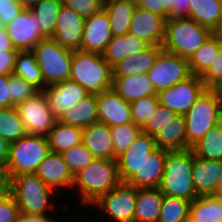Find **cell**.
<instances>
[{
  "label": "cell",
  "instance_id": "1",
  "mask_svg": "<svg viewBox=\"0 0 222 222\" xmlns=\"http://www.w3.org/2000/svg\"><path fill=\"white\" fill-rule=\"evenodd\" d=\"M121 183L115 159H95L74 176L83 205L94 204L102 195Z\"/></svg>",
  "mask_w": 222,
  "mask_h": 222
},
{
  "label": "cell",
  "instance_id": "2",
  "mask_svg": "<svg viewBox=\"0 0 222 222\" xmlns=\"http://www.w3.org/2000/svg\"><path fill=\"white\" fill-rule=\"evenodd\" d=\"M193 152L186 150L168 151L164 173L159 186L163 195L192 202L198 197L192 181Z\"/></svg>",
  "mask_w": 222,
  "mask_h": 222
},
{
  "label": "cell",
  "instance_id": "3",
  "mask_svg": "<svg viewBox=\"0 0 222 222\" xmlns=\"http://www.w3.org/2000/svg\"><path fill=\"white\" fill-rule=\"evenodd\" d=\"M69 79L89 94H99L112 88V68L101 54L75 50Z\"/></svg>",
  "mask_w": 222,
  "mask_h": 222
},
{
  "label": "cell",
  "instance_id": "4",
  "mask_svg": "<svg viewBox=\"0 0 222 222\" xmlns=\"http://www.w3.org/2000/svg\"><path fill=\"white\" fill-rule=\"evenodd\" d=\"M210 35L211 29L189 17L167 19L162 48L188 60Z\"/></svg>",
  "mask_w": 222,
  "mask_h": 222
},
{
  "label": "cell",
  "instance_id": "5",
  "mask_svg": "<svg viewBox=\"0 0 222 222\" xmlns=\"http://www.w3.org/2000/svg\"><path fill=\"white\" fill-rule=\"evenodd\" d=\"M46 136L25 134L10 143L6 165L10 178L22 174H35L40 162L50 153Z\"/></svg>",
  "mask_w": 222,
  "mask_h": 222
},
{
  "label": "cell",
  "instance_id": "6",
  "mask_svg": "<svg viewBox=\"0 0 222 222\" xmlns=\"http://www.w3.org/2000/svg\"><path fill=\"white\" fill-rule=\"evenodd\" d=\"M31 51L42 72L44 88L69 79L73 50L49 37L42 39Z\"/></svg>",
  "mask_w": 222,
  "mask_h": 222
},
{
  "label": "cell",
  "instance_id": "7",
  "mask_svg": "<svg viewBox=\"0 0 222 222\" xmlns=\"http://www.w3.org/2000/svg\"><path fill=\"white\" fill-rule=\"evenodd\" d=\"M53 191L36 174H22L11 178L9 193L19 212L46 215Z\"/></svg>",
  "mask_w": 222,
  "mask_h": 222
},
{
  "label": "cell",
  "instance_id": "8",
  "mask_svg": "<svg viewBox=\"0 0 222 222\" xmlns=\"http://www.w3.org/2000/svg\"><path fill=\"white\" fill-rule=\"evenodd\" d=\"M186 149L191 148L213 126L222 121V114L213 94L206 89L184 115Z\"/></svg>",
  "mask_w": 222,
  "mask_h": 222
},
{
  "label": "cell",
  "instance_id": "9",
  "mask_svg": "<svg viewBox=\"0 0 222 222\" xmlns=\"http://www.w3.org/2000/svg\"><path fill=\"white\" fill-rule=\"evenodd\" d=\"M190 76L187 59L164 49L160 52L155 64L147 73V77L151 81L156 93L168 89Z\"/></svg>",
  "mask_w": 222,
  "mask_h": 222
},
{
  "label": "cell",
  "instance_id": "10",
  "mask_svg": "<svg viewBox=\"0 0 222 222\" xmlns=\"http://www.w3.org/2000/svg\"><path fill=\"white\" fill-rule=\"evenodd\" d=\"M206 89L200 76L191 75L157 95L160 105L176 114L185 115Z\"/></svg>",
  "mask_w": 222,
  "mask_h": 222
},
{
  "label": "cell",
  "instance_id": "11",
  "mask_svg": "<svg viewBox=\"0 0 222 222\" xmlns=\"http://www.w3.org/2000/svg\"><path fill=\"white\" fill-rule=\"evenodd\" d=\"M136 196L137 188L120 183L92 205L99 207L114 221L134 222Z\"/></svg>",
  "mask_w": 222,
  "mask_h": 222
},
{
  "label": "cell",
  "instance_id": "12",
  "mask_svg": "<svg viewBox=\"0 0 222 222\" xmlns=\"http://www.w3.org/2000/svg\"><path fill=\"white\" fill-rule=\"evenodd\" d=\"M16 108L28 134L46 136L57 120L42 91Z\"/></svg>",
  "mask_w": 222,
  "mask_h": 222
},
{
  "label": "cell",
  "instance_id": "13",
  "mask_svg": "<svg viewBox=\"0 0 222 222\" xmlns=\"http://www.w3.org/2000/svg\"><path fill=\"white\" fill-rule=\"evenodd\" d=\"M4 27L18 51L32 50L42 39L47 38L42 33L37 17L30 9H23Z\"/></svg>",
  "mask_w": 222,
  "mask_h": 222
},
{
  "label": "cell",
  "instance_id": "14",
  "mask_svg": "<svg viewBox=\"0 0 222 222\" xmlns=\"http://www.w3.org/2000/svg\"><path fill=\"white\" fill-rule=\"evenodd\" d=\"M156 148L154 137L141 132L128 149L116 158L121 183H127Z\"/></svg>",
  "mask_w": 222,
  "mask_h": 222
},
{
  "label": "cell",
  "instance_id": "15",
  "mask_svg": "<svg viewBox=\"0 0 222 222\" xmlns=\"http://www.w3.org/2000/svg\"><path fill=\"white\" fill-rule=\"evenodd\" d=\"M112 37L108 14L102 8L97 13L85 18L81 51L102 55Z\"/></svg>",
  "mask_w": 222,
  "mask_h": 222
},
{
  "label": "cell",
  "instance_id": "16",
  "mask_svg": "<svg viewBox=\"0 0 222 222\" xmlns=\"http://www.w3.org/2000/svg\"><path fill=\"white\" fill-rule=\"evenodd\" d=\"M165 22L166 19L163 16L151 13L136 5L128 33L148 45L162 46L165 36Z\"/></svg>",
  "mask_w": 222,
  "mask_h": 222
},
{
  "label": "cell",
  "instance_id": "17",
  "mask_svg": "<svg viewBox=\"0 0 222 222\" xmlns=\"http://www.w3.org/2000/svg\"><path fill=\"white\" fill-rule=\"evenodd\" d=\"M42 92L51 112L57 119L69 107L76 105L80 100L89 95L80 84L70 79L48 85Z\"/></svg>",
  "mask_w": 222,
  "mask_h": 222
},
{
  "label": "cell",
  "instance_id": "18",
  "mask_svg": "<svg viewBox=\"0 0 222 222\" xmlns=\"http://www.w3.org/2000/svg\"><path fill=\"white\" fill-rule=\"evenodd\" d=\"M84 23L85 18L62 4L57 17L55 32L51 38L62 47L73 51L81 50Z\"/></svg>",
  "mask_w": 222,
  "mask_h": 222
},
{
  "label": "cell",
  "instance_id": "19",
  "mask_svg": "<svg viewBox=\"0 0 222 222\" xmlns=\"http://www.w3.org/2000/svg\"><path fill=\"white\" fill-rule=\"evenodd\" d=\"M98 121L110 127L133 123L130 103L126 102L112 88L96 94Z\"/></svg>",
  "mask_w": 222,
  "mask_h": 222
},
{
  "label": "cell",
  "instance_id": "20",
  "mask_svg": "<svg viewBox=\"0 0 222 222\" xmlns=\"http://www.w3.org/2000/svg\"><path fill=\"white\" fill-rule=\"evenodd\" d=\"M169 150L156 148L127 182L135 188H159Z\"/></svg>",
  "mask_w": 222,
  "mask_h": 222
},
{
  "label": "cell",
  "instance_id": "21",
  "mask_svg": "<svg viewBox=\"0 0 222 222\" xmlns=\"http://www.w3.org/2000/svg\"><path fill=\"white\" fill-rule=\"evenodd\" d=\"M35 174L53 190L59 187H73L74 176L60 153L50 152L38 165Z\"/></svg>",
  "mask_w": 222,
  "mask_h": 222
},
{
  "label": "cell",
  "instance_id": "22",
  "mask_svg": "<svg viewBox=\"0 0 222 222\" xmlns=\"http://www.w3.org/2000/svg\"><path fill=\"white\" fill-rule=\"evenodd\" d=\"M222 177V161L194 156L192 181L198 196L212 195Z\"/></svg>",
  "mask_w": 222,
  "mask_h": 222
},
{
  "label": "cell",
  "instance_id": "23",
  "mask_svg": "<svg viewBox=\"0 0 222 222\" xmlns=\"http://www.w3.org/2000/svg\"><path fill=\"white\" fill-rule=\"evenodd\" d=\"M82 144L97 159H115L111 127L95 122L83 128Z\"/></svg>",
  "mask_w": 222,
  "mask_h": 222
},
{
  "label": "cell",
  "instance_id": "24",
  "mask_svg": "<svg viewBox=\"0 0 222 222\" xmlns=\"http://www.w3.org/2000/svg\"><path fill=\"white\" fill-rule=\"evenodd\" d=\"M162 46L149 45L143 51L125 58L112 68V77L137 76L147 74L155 64Z\"/></svg>",
  "mask_w": 222,
  "mask_h": 222
},
{
  "label": "cell",
  "instance_id": "25",
  "mask_svg": "<svg viewBox=\"0 0 222 222\" xmlns=\"http://www.w3.org/2000/svg\"><path fill=\"white\" fill-rule=\"evenodd\" d=\"M112 89L128 103L142 97L157 95L147 74L112 77Z\"/></svg>",
  "mask_w": 222,
  "mask_h": 222
},
{
  "label": "cell",
  "instance_id": "26",
  "mask_svg": "<svg viewBox=\"0 0 222 222\" xmlns=\"http://www.w3.org/2000/svg\"><path fill=\"white\" fill-rule=\"evenodd\" d=\"M148 46L146 42L130 33H126L123 36L112 37L102 56L110 67L113 68L125 58L143 51Z\"/></svg>",
  "mask_w": 222,
  "mask_h": 222
},
{
  "label": "cell",
  "instance_id": "27",
  "mask_svg": "<svg viewBox=\"0 0 222 222\" xmlns=\"http://www.w3.org/2000/svg\"><path fill=\"white\" fill-rule=\"evenodd\" d=\"M163 196L159 188H137L134 222H158Z\"/></svg>",
  "mask_w": 222,
  "mask_h": 222
},
{
  "label": "cell",
  "instance_id": "28",
  "mask_svg": "<svg viewBox=\"0 0 222 222\" xmlns=\"http://www.w3.org/2000/svg\"><path fill=\"white\" fill-rule=\"evenodd\" d=\"M57 120L82 129L97 122L98 108L96 94H89L76 105L69 107Z\"/></svg>",
  "mask_w": 222,
  "mask_h": 222
},
{
  "label": "cell",
  "instance_id": "29",
  "mask_svg": "<svg viewBox=\"0 0 222 222\" xmlns=\"http://www.w3.org/2000/svg\"><path fill=\"white\" fill-rule=\"evenodd\" d=\"M135 7L132 0H104L103 8L108 14L113 37L128 33Z\"/></svg>",
  "mask_w": 222,
  "mask_h": 222
},
{
  "label": "cell",
  "instance_id": "30",
  "mask_svg": "<svg viewBox=\"0 0 222 222\" xmlns=\"http://www.w3.org/2000/svg\"><path fill=\"white\" fill-rule=\"evenodd\" d=\"M158 148L169 151L186 150V122L184 115L176 114L154 137Z\"/></svg>",
  "mask_w": 222,
  "mask_h": 222
},
{
  "label": "cell",
  "instance_id": "31",
  "mask_svg": "<svg viewBox=\"0 0 222 222\" xmlns=\"http://www.w3.org/2000/svg\"><path fill=\"white\" fill-rule=\"evenodd\" d=\"M83 129L56 120L46 135L51 152L62 153L82 143Z\"/></svg>",
  "mask_w": 222,
  "mask_h": 222
},
{
  "label": "cell",
  "instance_id": "32",
  "mask_svg": "<svg viewBox=\"0 0 222 222\" xmlns=\"http://www.w3.org/2000/svg\"><path fill=\"white\" fill-rule=\"evenodd\" d=\"M189 216L193 222H222V198L198 196L191 202Z\"/></svg>",
  "mask_w": 222,
  "mask_h": 222
},
{
  "label": "cell",
  "instance_id": "33",
  "mask_svg": "<svg viewBox=\"0 0 222 222\" xmlns=\"http://www.w3.org/2000/svg\"><path fill=\"white\" fill-rule=\"evenodd\" d=\"M13 74L21 77L39 91L44 89L42 72L31 50L18 51Z\"/></svg>",
  "mask_w": 222,
  "mask_h": 222
},
{
  "label": "cell",
  "instance_id": "34",
  "mask_svg": "<svg viewBox=\"0 0 222 222\" xmlns=\"http://www.w3.org/2000/svg\"><path fill=\"white\" fill-rule=\"evenodd\" d=\"M222 44L211 34L187 60L191 75L201 76L217 58Z\"/></svg>",
  "mask_w": 222,
  "mask_h": 222
},
{
  "label": "cell",
  "instance_id": "35",
  "mask_svg": "<svg viewBox=\"0 0 222 222\" xmlns=\"http://www.w3.org/2000/svg\"><path fill=\"white\" fill-rule=\"evenodd\" d=\"M222 17V0H191L189 18L212 30Z\"/></svg>",
  "mask_w": 222,
  "mask_h": 222
},
{
  "label": "cell",
  "instance_id": "36",
  "mask_svg": "<svg viewBox=\"0 0 222 222\" xmlns=\"http://www.w3.org/2000/svg\"><path fill=\"white\" fill-rule=\"evenodd\" d=\"M191 150L196 157L222 161V121L209 129Z\"/></svg>",
  "mask_w": 222,
  "mask_h": 222
},
{
  "label": "cell",
  "instance_id": "37",
  "mask_svg": "<svg viewBox=\"0 0 222 222\" xmlns=\"http://www.w3.org/2000/svg\"><path fill=\"white\" fill-rule=\"evenodd\" d=\"M62 5L61 0H40L30 10L37 17L42 33L52 37L55 32V25Z\"/></svg>",
  "mask_w": 222,
  "mask_h": 222
},
{
  "label": "cell",
  "instance_id": "38",
  "mask_svg": "<svg viewBox=\"0 0 222 222\" xmlns=\"http://www.w3.org/2000/svg\"><path fill=\"white\" fill-rule=\"evenodd\" d=\"M27 134L16 106L0 108V137L13 143Z\"/></svg>",
  "mask_w": 222,
  "mask_h": 222
},
{
  "label": "cell",
  "instance_id": "39",
  "mask_svg": "<svg viewBox=\"0 0 222 222\" xmlns=\"http://www.w3.org/2000/svg\"><path fill=\"white\" fill-rule=\"evenodd\" d=\"M191 202L164 195L158 222H178L189 216Z\"/></svg>",
  "mask_w": 222,
  "mask_h": 222
},
{
  "label": "cell",
  "instance_id": "40",
  "mask_svg": "<svg viewBox=\"0 0 222 222\" xmlns=\"http://www.w3.org/2000/svg\"><path fill=\"white\" fill-rule=\"evenodd\" d=\"M141 132L142 129L134 123L111 127L114 155L117 157L126 151Z\"/></svg>",
  "mask_w": 222,
  "mask_h": 222
},
{
  "label": "cell",
  "instance_id": "41",
  "mask_svg": "<svg viewBox=\"0 0 222 222\" xmlns=\"http://www.w3.org/2000/svg\"><path fill=\"white\" fill-rule=\"evenodd\" d=\"M159 104L158 95L142 97L130 103L132 122L142 129Z\"/></svg>",
  "mask_w": 222,
  "mask_h": 222
},
{
  "label": "cell",
  "instance_id": "42",
  "mask_svg": "<svg viewBox=\"0 0 222 222\" xmlns=\"http://www.w3.org/2000/svg\"><path fill=\"white\" fill-rule=\"evenodd\" d=\"M60 154L73 176L96 159L82 143Z\"/></svg>",
  "mask_w": 222,
  "mask_h": 222
},
{
  "label": "cell",
  "instance_id": "43",
  "mask_svg": "<svg viewBox=\"0 0 222 222\" xmlns=\"http://www.w3.org/2000/svg\"><path fill=\"white\" fill-rule=\"evenodd\" d=\"M9 88L10 104L12 106H17L40 92L36 87L15 74L9 75Z\"/></svg>",
  "mask_w": 222,
  "mask_h": 222
},
{
  "label": "cell",
  "instance_id": "44",
  "mask_svg": "<svg viewBox=\"0 0 222 222\" xmlns=\"http://www.w3.org/2000/svg\"><path fill=\"white\" fill-rule=\"evenodd\" d=\"M175 116L176 113L159 104L154 114L152 115V118H150L142 128V133L155 137L160 129H162L164 125L171 121Z\"/></svg>",
  "mask_w": 222,
  "mask_h": 222
},
{
  "label": "cell",
  "instance_id": "45",
  "mask_svg": "<svg viewBox=\"0 0 222 222\" xmlns=\"http://www.w3.org/2000/svg\"><path fill=\"white\" fill-rule=\"evenodd\" d=\"M83 18H88L103 8L104 0H61Z\"/></svg>",
  "mask_w": 222,
  "mask_h": 222
},
{
  "label": "cell",
  "instance_id": "46",
  "mask_svg": "<svg viewBox=\"0 0 222 222\" xmlns=\"http://www.w3.org/2000/svg\"><path fill=\"white\" fill-rule=\"evenodd\" d=\"M18 213L16 201L7 193L0 201V222H17Z\"/></svg>",
  "mask_w": 222,
  "mask_h": 222
},
{
  "label": "cell",
  "instance_id": "47",
  "mask_svg": "<svg viewBox=\"0 0 222 222\" xmlns=\"http://www.w3.org/2000/svg\"><path fill=\"white\" fill-rule=\"evenodd\" d=\"M208 89L211 85L222 81V48L210 67L200 76Z\"/></svg>",
  "mask_w": 222,
  "mask_h": 222
},
{
  "label": "cell",
  "instance_id": "48",
  "mask_svg": "<svg viewBox=\"0 0 222 222\" xmlns=\"http://www.w3.org/2000/svg\"><path fill=\"white\" fill-rule=\"evenodd\" d=\"M24 8L17 0H0V23L1 26H6Z\"/></svg>",
  "mask_w": 222,
  "mask_h": 222
},
{
  "label": "cell",
  "instance_id": "49",
  "mask_svg": "<svg viewBox=\"0 0 222 222\" xmlns=\"http://www.w3.org/2000/svg\"><path fill=\"white\" fill-rule=\"evenodd\" d=\"M137 5L151 13L163 16L167 20L173 0H141Z\"/></svg>",
  "mask_w": 222,
  "mask_h": 222
},
{
  "label": "cell",
  "instance_id": "50",
  "mask_svg": "<svg viewBox=\"0 0 222 222\" xmlns=\"http://www.w3.org/2000/svg\"><path fill=\"white\" fill-rule=\"evenodd\" d=\"M18 51H0V75L13 74Z\"/></svg>",
  "mask_w": 222,
  "mask_h": 222
},
{
  "label": "cell",
  "instance_id": "51",
  "mask_svg": "<svg viewBox=\"0 0 222 222\" xmlns=\"http://www.w3.org/2000/svg\"><path fill=\"white\" fill-rule=\"evenodd\" d=\"M191 0H173L168 19L189 17Z\"/></svg>",
  "mask_w": 222,
  "mask_h": 222
},
{
  "label": "cell",
  "instance_id": "52",
  "mask_svg": "<svg viewBox=\"0 0 222 222\" xmlns=\"http://www.w3.org/2000/svg\"><path fill=\"white\" fill-rule=\"evenodd\" d=\"M10 107L9 75H0V108Z\"/></svg>",
  "mask_w": 222,
  "mask_h": 222
},
{
  "label": "cell",
  "instance_id": "53",
  "mask_svg": "<svg viewBox=\"0 0 222 222\" xmlns=\"http://www.w3.org/2000/svg\"><path fill=\"white\" fill-rule=\"evenodd\" d=\"M17 222H52L47 215L19 212Z\"/></svg>",
  "mask_w": 222,
  "mask_h": 222
},
{
  "label": "cell",
  "instance_id": "54",
  "mask_svg": "<svg viewBox=\"0 0 222 222\" xmlns=\"http://www.w3.org/2000/svg\"><path fill=\"white\" fill-rule=\"evenodd\" d=\"M0 51H18L3 26L0 27Z\"/></svg>",
  "mask_w": 222,
  "mask_h": 222
},
{
  "label": "cell",
  "instance_id": "55",
  "mask_svg": "<svg viewBox=\"0 0 222 222\" xmlns=\"http://www.w3.org/2000/svg\"><path fill=\"white\" fill-rule=\"evenodd\" d=\"M10 182L6 163H0V190H10Z\"/></svg>",
  "mask_w": 222,
  "mask_h": 222
},
{
  "label": "cell",
  "instance_id": "56",
  "mask_svg": "<svg viewBox=\"0 0 222 222\" xmlns=\"http://www.w3.org/2000/svg\"><path fill=\"white\" fill-rule=\"evenodd\" d=\"M208 90L213 94L217 104H218V107H219V110L222 114V81H219L213 85H211Z\"/></svg>",
  "mask_w": 222,
  "mask_h": 222
},
{
  "label": "cell",
  "instance_id": "57",
  "mask_svg": "<svg viewBox=\"0 0 222 222\" xmlns=\"http://www.w3.org/2000/svg\"><path fill=\"white\" fill-rule=\"evenodd\" d=\"M10 143L0 137V163H6L9 157Z\"/></svg>",
  "mask_w": 222,
  "mask_h": 222
},
{
  "label": "cell",
  "instance_id": "58",
  "mask_svg": "<svg viewBox=\"0 0 222 222\" xmlns=\"http://www.w3.org/2000/svg\"><path fill=\"white\" fill-rule=\"evenodd\" d=\"M211 34L222 44V17L212 28Z\"/></svg>",
  "mask_w": 222,
  "mask_h": 222
},
{
  "label": "cell",
  "instance_id": "59",
  "mask_svg": "<svg viewBox=\"0 0 222 222\" xmlns=\"http://www.w3.org/2000/svg\"><path fill=\"white\" fill-rule=\"evenodd\" d=\"M24 9H31L40 0H17Z\"/></svg>",
  "mask_w": 222,
  "mask_h": 222
},
{
  "label": "cell",
  "instance_id": "60",
  "mask_svg": "<svg viewBox=\"0 0 222 222\" xmlns=\"http://www.w3.org/2000/svg\"><path fill=\"white\" fill-rule=\"evenodd\" d=\"M212 196L222 198V177L219 179L218 184L212 193Z\"/></svg>",
  "mask_w": 222,
  "mask_h": 222
},
{
  "label": "cell",
  "instance_id": "61",
  "mask_svg": "<svg viewBox=\"0 0 222 222\" xmlns=\"http://www.w3.org/2000/svg\"><path fill=\"white\" fill-rule=\"evenodd\" d=\"M10 190H0V201L2 200V198L9 193Z\"/></svg>",
  "mask_w": 222,
  "mask_h": 222
},
{
  "label": "cell",
  "instance_id": "62",
  "mask_svg": "<svg viewBox=\"0 0 222 222\" xmlns=\"http://www.w3.org/2000/svg\"><path fill=\"white\" fill-rule=\"evenodd\" d=\"M178 222H193L192 219L190 218V216L184 218V219H181L180 221Z\"/></svg>",
  "mask_w": 222,
  "mask_h": 222
},
{
  "label": "cell",
  "instance_id": "63",
  "mask_svg": "<svg viewBox=\"0 0 222 222\" xmlns=\"http://www.w3.org/2000/svg\"><path fill=\"white\" fill-rule=\"evenodd\" d=\"M136 5L141 1V0H132Z\"/></svg>",
  "mask_w": 222,
  "mask_h": 222
}]
</instances>
